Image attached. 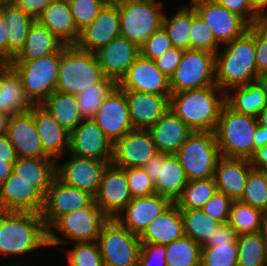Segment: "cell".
Returning <instances> with one entry per match:
<instances>
[{
  "mask_svg": "<svg viewBox=\"0 0 267 266\" xmlns=\"http://www.w3.org/2000/svg\"><path fill=\"white\" fill-rule=\"evenodd\" d=\"M172 202L158 194L133 198L114 219L132 234L140 236Z\"/></svg>",
  "mask_w": 267,
  "mask_h": 266,
  "instance_id": "603a6c76",
  "label": "cell"
},
{
  "mask_svg": "<svg viewBox=\"0 0 267 266\" xmlns=\"http://www.w3.org/2000/svg\"><path fill=\"white\" fill-rule=\"evenodd\" d=\"M252 168L250 160L220 156L214 173L217 191L232 200H239Z\"/></svg>",
  "mask_w": 267,
  "mask_h": 266,
  "instance_id": "83f0119b",
  "label": "cell"
},
{
  "mask_svg": "<svg viewBox=\"0 0 267 266\" xmlns=\"http://www.w3.org/2000/svg\"><path fill=\"white\" fill-rule=\"evenodd\" d=\"M242 203L267 211V170L252 168L249 172L242 197Z\"/></svg>",
  "mask_w": 267,
  "mask_h": 266,
  "instance_id": "f6af8a7d",
  "label": "cell"
},
{
  "mask_svg": "<svg viewBox=\"0 0 267 266\" xmlns=\"http://www.w3.org/2000/svg\"><path fill=\"white\" fill-rule=\"evenodd\" d=\"M3 19L7 32L8 61L22 48L30 27L36 21L11 1H3Z\"/></svg>",
  "mask_w": 267,
  "mask_h": 266,
  "instance_id": "e575fe53",
  "label": "cell"
},
{
  "mask_svg": "<svg viewBox=\"0 0 267 266\" xmlns=\"http://www.w3.org/2000/svg\"><path fill=\"white\" fill-rule=\"evenodd\" d=\"M267 145V127L258 125L254 138V153L257 148Z\"/></svg>",
  "mask_w": 267,
  "mask_h": 266,
  "instance_id": "e7e4bbea",
  "label": "cell"
},
{
  "mask_svg": "<svg viewBox=\"0 0 267 266\" xmlns=\"http://www.w3.org/2000/svg\"><path fill=\"white\" fill-rule=\"evenodd\" d=\"M165 245L141 243L138 266H167Z\"/></svg>",
  "mask_w": 267,
  "mask_h": 266,
  "instance_id": "11a10c76",
  "label": "cell"
},
{
  "mask_svg": "<svg viewBox=\"0 0 267 266\" xmlns=\"http://www.w3.org/2000/svg\"><path fill=\"white\" fill-rule=\"evenodd\" d=\"M216 191L214 177L191 180L175 204L179 209H201Z\"/></svg>",
  "mask_w": 267,
  "mask_h": 266,
  "instance_id": "ee69618b",
  "label": "cell"
},
{
  "mask_svg": "<svg viewBox=\"0 0 267 266\" xmlns=\"http://www.w3.org/2000/svg\"><path fill=\"white\" fill-rule=\"evenodd\" d=\"M18 156L7 135H0V160L14 164Z\"/></svg>",
  "mask_w": 267,
  "mask_h": 266,
  "instance_id": "94428289",
  "label": "cell"
},
{
  "mask_svg": "<svg viewBox=\"0 0 267 266\" xmlns=\"http://www.w3.org/2000/svg\"><path fill=\"white\" fill-rule=\"evenodd\" d=\"M0 111H2V98H1V91H0Z\"/></svg>",
  "mask_w": 267,
  "mask_h": 266,
  "instance_id": "2a66077c",
  "label": "cell"
},
{
  "mask_svg": "<svg viewBox=\"0 0 267 266\" xmlns=\"http://www.w3.org/2000/svg\"><path fill=\"white\" fill-rule=\"evenodd\" d=\"M126 178L132 198L155 194V184L143 167L126 168Z\"/></svg>",
  "mask_w": 267,
  "mask_h": 266,
  "instance_id": "f907efd6",
  "label": "cell"
},
{
  "mask_svg": "<svg viewBox=\"0 0 267 266\" xmlns=\"http://www.w3.org/2000/svg\"><path fill=\"white\" fill-rule=\"evenodd\" d=\"M224 105L225 92L217 85L180 91L169 97V110L192 131L214 132Z\"/></svg>",
  "mask_w": 267,
  "mask_h": 266,
  "instance_id": "3957f363",
  "label": "cell"
},
{
  "mask_svg": "<svg viewBox=\"0 0 267 266\" xmlns=\"http://www.w3.org/2000/svg\"><path fill=\"white\" fill-rule=\"evenodd\" d=\"M93 121L114 144L134 129L129 115L125 91L116 86L104 99Z\"/></svg>",
  "mask_w": 267,
  "mask_h": 266,
  "instance_id": "e0dca14e",
  "label": "cell"
},
{
  "mask_svg": "<svg viewBox=\"0 0 267 266\" xmlns=\"http://www.w3.org/2000/svg\"><path fill=\"white\" fill-rule=\"evenodd\" d=\"M43 206L44 197L14 172L0 185V211L41 215Z\"/></svg>",
  "mask_w": 267,
  "mask_h": 266,
  "instance_id": "7402d4cb",
  "label": "cell"
},
{
  "mask_svg": "<svg viewBox=\"0 0 267 266\" xmlns=\"http://www.w3.org/2000/svg\"><path fill=\"white\" fill-rule=\"evenodd\" d=\"M74 22L81 31L88 26L99 14L109 0H68Z\"/></svg>",
  "mask_w": 267,
  "mask_h": 266,
  "instance_id": "681fc988",
  "label": "cell"
},
{
  "mask_svg": "<svg viewBox=\"0 0 267 266\" xmlns=\"http://www.w3.org/2000/svg\"><path fill=\"white\" fill-rule=\"evenodd\" d=\"M238 266H267V239L262 232L237 237Z\"/></svg>",
  "mask_w": 267,
  "mask_h": 266,
  "instance_id": "f35d334b",
  "label": "cell"
},
{
  "mask_svg": "<svg viewBox=\"0 0 267 266\" xmlns=\"http://www.w3.org/2000/svg\"><path fill=\"white\" fill-rule=\"evenodd\" d=\"M105 77L116 83L140 55V48L125 37H117L95 52Z\"/></svg>",
  "mask_w": 267,
  "mask_h": 266,
  "instance_id": "cb8c5ba5",
  "label": "cell"
},
{
  "mask_svg": "<svg viewBox=\"0 0 267 266\" xmlns=\"http://www.w3.org/2000/svg\"><path fill=\"white\" fill-rule=\"evenodd\" d=\"M257 119L258 125L267 127V108L258 115Z\"/></svg>",
  "mask_w": 267,
  "mask_h": 266,
  "instance_id": "89a4df30",
  "label": "cell"
},
{
  "mask_svg": "<svg viewBox=\"0 0 267 266\" xmlns=\"http://www.w3.org/2000/svg\"><path fill=\"white\" fill-rule=\"evenodd\" d=\"M9 65L10 62L0 54V72H3Z\"/></svg>",
  "mask_w": 267,
  "mask_h": 266,
  "instance_id": "8c879c8a",
  "label": "cell"
},
{
  "mask_svg": "<svg viewBox=\"0 0 267 266\" xmlns=\"http://www.w3.org/2000/svg\"><path fill=\"white\" fill-rule=\"evenodd\" d=\"M156 153L150 131L133 129L113 144L111 163L124 169L143 167Z\"/></svg>",
  "mask_w": 267,
  "mask_h": 266,
  "instance_id": "d6986e66",
  "label": "cell"
},
{
  "mask_svg": "<svg viewBox=\"0 0 267 266\" xmlns=\"http://www.w3.org/2000/svg\"><path fill=\"white\" fill-rule=\"evenodd\" d=\"M13 172L29 182L43 197L56 177V160L51 157H18Z\"/></svg>",
  "mask_w": 267,
  "mask_h": 266,
  "instance_id": "d6a6232c",
  "label": "cell"
},
{
  "mask_svg": "<svg viewBox=\"0 0 267 266\" xmlns=\"http://www.w3.org/2000/svg\"><path fill=\"white\" fill-rule=\"evenodd\" d=\"M237 237L238 235L234 229L228 223H223L202 247H213V244L237 243Z\"/></svg>",
  "mask_w": 267,
  "mask_h": 266,
  "instance_id": "680465c9",
  "label": "cell"
},
{
  "mask_svg": "<svg viewBox=\"0 0 267 266\" xmlns=\"http://www.w3.org/2000/svg\"><path fill=\"white\" fill-rule=\"evenodd\" d=\"M124 168L109 163L103 172L95 204L112 219L117 216L132 200Z\"/></svg>",
  "mask_w": 267,
  "mask_h": 266,
  "instance_id": "2e32d148",
  "label": "cell"
},
{
  "mask_svg": "<svg viewBox=\"0 0 267 266\" xmlns=\"http://www.w3.org/2000/svg\"><path fill=\"white\" fill-rule=\"evenodd\" d=\"M182 55L183 50L172 47L161 56L156 58L154 62L157 68L170 79L180 64Z\"/></svg>",
  "mask_w": 267,
  "mask_h": 266,
  "instance_id": "6f0895ef",
  "label": "cell"
},
{
  "mask_svg": "<svg viewBox=\"0 0 267 266\" xmlns=\"http://www.w3.org/2000/svg\"><path fill=\"white\" fill-rule=\"evenodd\" d=\"M14 164L0 160V185L10 176L13 172Z\"/></svg>",
  "mask_w": 267,
  "mask_h": 266,
  "instance_id": "03108f58",
  "label": "cell"
},
{
  "mask_svg": "<svg viewBox=\"0 0 267 266\" xmlns=\"http://www.w3.org/2000/svg\"><path fill=\"white\" fill-rule=\"evenodd\" d=\"M184 233L195 243L203 246L216 229L222 224L208 215L202 209H180Z\"/></svg>",
  "mask_w": 267,
  "mask_h": 266,
  "instance_id": "ab89813d",
  "label": "cell"
},
{
  "mask_svg": "<svg viewBox=\"0 0 267 266\" xmlns=\"http://www.w3.org/2000/svg\"><path fill=\"white\" fill-rule=\"evenodd\" d=\"M120 36L118 4L114 0H109L100 10L98 16L80 31L75 46L80 50L95 53Z\"/></svg>",
  "mask_w": 267,
  "mask_h": 266,
  "instance_id": "9a60e30c",
  "label": "cell"
},
{
  "mask_svg": "<svg viewBox=\"0 0 267 266\" xmlns=\"http://www.w3.org/2000/svg\"><path fill=\"white\" fill-rule=\"evenodd\" d=\"M0 54L8 60V41L3 19V1H0Z\"/></svg>",
  "mask_w": 267,
  "mask_h": 266,
  "instance_id": "be15d7a7",
  "label": "cell"
},
{
  "mask_svg": "<svg viewBox=\"0 0 267 266\" xmlns=\"http://www.w3.org/2000/svg\"><path fill=\"white\" fill-rule=\"evenodd\" d=\"M56 160V177L65 184L95 196L102 175L111 161H102L66 154ZM67 158V159H64Z\"/></svg>",
  "mask_w": 267,
  "mask_h": 266,
  "instance_id": "7c38bea8",
  "label": "cell"
},
{
  "mask_svg": "<svg viewBox=\"0 0 267 266\" xmlns=\"http://www.w3.org/2000/svg\"><path fill=\"white\" fill-rule=\"evenodd\" d=\"M148 130L153 137L157 151L165 154H176L193 132L170 110Z\"/></svg>",
  "mask_w": 267,
  "mask_h": 266,
  "instance_id": "f546056e",
  "label": "cell"
},
{
  "mask_svg": "<svg viewBox=\"0 0 267 266\" xmlns=\"http://www.w3.org/2000/svg\"><path fill=\"white\" fill-rule=\"evenodd\" d=\"M173 47L167 31L162 26L156 30L140 47V54L149 60H155Z\"/></svg>",
  "mask_w": 267,
  "mask_h": 266,
  "instance_id": "816d5d0a",
  "label": "cell"
},
{
  "mask_svg": "<svg viewBox=\"0 0 267 266\" xmlns=\"http://www.w3.org/2000/svg\"><path fill=\"white\" fill-rule=\"evenodd\" d=\"M250 162L254 169L267 170V145L257 148Z\"/></svg>",
  "mask_w": 267,
  "mask_h": 266,
  "instance_id": "6125c7cd",
  "label": "cell"
},
{
  "mask_svg": "<svg viewBox=\"0 0 267 266\" xmlns=\"http://www.w3.org/2000/svg\"><path fill=\"white\" fill-rule=\"evenodd\" d=\"M254 25L222 45L215 54L216 85L224 92L260 80L256 66Z\"/></svg>",
  "mask_w": 267,
  "mask_h": 266,
  "instance_id": "7a4b0ae2",
  "label": "cell"
},
{
  "mask_svg": "<svg viewBox=\"0 0 267 266\" xmlns=\"http://www.w3.org/2000/svg\"><path fill=\"white\" fill-rule=\"evenodd\" d=\"M175 155L188 181L214 177L220 157L214 132L193 131Z\"/></svg>",
  "mask_w": 267,
  "mask_h": 266,
  "instance_id": "9c48e42d",
  "label": "cell"
},
{
  "mask_svg": "<svg viewBox=\"0 0 267 266\" xmlns=\"http://www.w3.org/2000/svg\"><path fill=\"white\" fill-rule=\"evenodd\" d=\"M191 49L217 53L221 45L216 41L212 30L204 20L196 13L191 5L190 27Z\"/></svg>",
  "mask_w": 267,
  "mask_h": 266,
  "instance_id": "bcb514c9",
  "label": "cell"
},
{
  "mask_svg": "<svg viewBox=\"0 0 267 266\" xmlns=\"http://www.w3.org/2000/svg\"><path fill=\"white\" fill-rule=\"evenodd\" d=\"M11 115L7 112L0 111V135H6L8 123Z\"/></svg>",
  "mask_w": 267,
  "mask_h": 266,
  "instance_id": "a7ac6f4b",
  "label": "cell"
},
{
  "mask_svg": "<svg viewBox=\"0 0 267 266\" xmlns=\"http://www.w3.org/2000/svg\"><path fill=\"white\" fill-rule=\"evenodd\" d=\"M261 232L265 236V238L267 239V211H265L263 213Z\"/></svg>",
  "mask_w": 267,
  "mask_h": 266,
  "instance_id": "2644e50d",
  "label": "cell"
},
{
  "mask_svg": "<svg viewBox=\"0 0 267 266\" xmlns=\"http://www.w3.org/2000/svg\"><path fill=\"white\" fill-rule=\"evenodd\" d=\"M155 184L156 194L175 203L188 183L184 168L175 154L158 152L143 166Z\"/></svg>",
  "mask_w": 267,
  "mask_h": 266,
  "instance_id": "4fadbf2b",
  "label": "cell"
},
{
  "mask_svg": "<svg viewBox=\"0 0 267 266\" xmlns=\"http://www.w3.org/2000/svg\"><path fill=\"white\" fill-rule=\"evenodd\" d=\"M260 81L265 85V88L267 89V71L260 76Z\"/></svg>",
  "mask_w": 267,
  "mask_h": 266,
  "instance_id": "11e5206c",
  "label": "cell"
},
{
  "mask_svg": "<svg viewBox=\"0 0 267 266\" xmlns=\"http://www.w3.org/2000/svg\"><path fill=\"white\" fill-rule=\"evenodd\" d=\"M190 4L212 30L216 41L221 46L242 36L250 27L242 17L220 4Z\"/></svg>",
  "mask_w": 267,
  "mask_h": 266,
  "instance_id": "44dd1931",
  "label": "cell"
},
{
  "mask_svg": "<svg viewBox=\"0 0 267 266\" xmlns=\"http://www.w3.org/2000/svg\"><path fill=\"white\" fill-rule=\"evenodd\" d=\"M189 3H207V4H220L221 0H186Z\"/></svg>",
  "mask_w": 267,
  "mask_h": 266,
  "instance_id": "753ad0ef",
  "label": "cell"
},
{
  "mask_svg": "<svg viewBox=\"0 0 267 266\" xmlns=\"http://www.w3.org/2000/svg\"><path fill=\"white\" fill-rule=\"evenodd\" d=\"M104 77L95 53L80 50L75 45L61 48L56 91L76 96Z\"/></svg>",
  "mask_w": 267,
  "mask_h": 266,
  "instance_id": "8992f818",
  "label": "cell"
},
{
  "mask_svg": "<svg viewBox=\"0 0 267 266\" xmlns=\"http://www.w3.org/2000/svg\"><path fill=\"white\" fill-rule=\"evenodd\" d=\"M7 263H9V264H6L5 263V265H3V266H28L23 260H22V262H12V261H8ZM25 264V265H24Z\"/></svg>",
  "mask_w": 267,
  "mask_h": 266,
  "instance_id": "34e18365",
  "label": "cell"
},
{
  "mask_svg": "<svg viewBox=\"0 0 267 266\" xmlns=\"http://www.w3.org/2000/svg\"><path fill=\"white\" fill-rule=\"evenodd\" d=\"M0 91L3 112L14 115L31 110L33 104L25 94L19 75L10 65L0 72Z\"/></svg>",
  "mask_w": 267,
  "mask_h": 266,
  "instance_id": "d590c367",
  "label": "cell"
},
{
  "mask_svg": "<svg viewBox=\"0 0 267 266\" xmlns=\"http://www.w3.org/2000/svg\"><path fill=\"white\" fill-rule=\"evenodd\" d=\"M41 106L68 132L73 131L82 121L76 96L54 91Z\"/></svg>",
  "mask_w": 267,
  "mask_h": 266,
  "instance_id": "8d00e7d4",
  "label": "cell"
},
{
  "mask_svg": "<svg viewBox=\"0 0 267 266\" xmlns=\"http://www.w3.org/2000/svg\"><path fill=\"white\" fill-rule=\"evenodd\" d=\"M167 266H201L202 246L190 237H183L165 245Z\"/></svg>",
  "mask_w": 267,
  "mask_h": 266,
  "instance_id": "7bdbcfd3",
  "label": "cell"
},
{
  "mask_svg": "<svg viewBox=\"0 0 267 266\" xmlns=\"http://www.w3.org/2000/svg\"><path fill=\"white\" fill-rule=\"evenodd\" d=\"M232 201L224 193L216 191L201 209L212 219L222 224L227 223Z\"/></svg>",
  "mask_w": 267,
  "mask_h": 266,
  "instance_id": "f5cc1de1",
  "label": "cell"
},
{
  "mask_svg": "<svg viewBox=\"0 0 267 266\" xmlns=\"http://www.w3.org/2000/svg\"><path fill=\"white\" fill-rule=\"evenodd\" d=\"M120 12L121 36L139 48L163 26L166 0H114Z\"/></svg>",
  "mask_w": 267,
  "mask_h": 266,
  "instance_id": "52a82bcc",
  "label": "cell"
},
{
  "mask_svg": "<svg viewBox=\"0 0 267 266\" xmlns=\"http://www.w3.org/2000/svg\"><path fill=\"white\" fill-rule=\"evenodd\" d=\"M134 129L148 130L169 110V97L138 91H125Z\"/></svg>",
  "mask_w": 267,
  "mask_h": 266,
  "instance_id": "484cf974",
  "label": "cell"
},
{
  "mask_svg": "<svg viewBox=\"0 0 267 266\" xmlns=\"http://www.w3.org/2000/svg\"><path fill=\"white\" fill-rule=\"evenodd\" d=\"M60 60L61 49L36 60L10 62L33 105H41L56 91Z\"/></svg>",
  "mask_w": 267,
  "mask_h": 266,
  "instance_id": "ba28073f",
  "label": "cell"
},
{
  "mask_svg": "<svg viewBox=\"0 0 267 266\" xmlns=\"http://www.w3.org/2000/svg\"><path fill=\"white\" fill-rule=\"evenodd\" d=\"M47 248L48 230L41 215L0 211V255L3 259L6 256L11 257L12 262H22V258L28 259L27 255L30 258L32 253Z\"/></svg>",
  "mask_w": 267,
  "mask_h": 266,
  "instance_id": "6da1fadb",
  "label": "cell"
},
{
  "mask_svg": "<svg viewBox=\"0 0 267 266\" xmlns=\"http://www.w3.org/2000/svg\"><path fill=\"white\" fill-rule=\"evenodd\" d=\"M17 7L37 19L43 10L55 0H10Z\"/></svg>",
  "mask_w": 267,
  "mask_h": 266,
  "instance_id": "91938a15",
  "label": "cell"
},
{
  "mask_svg": "<svg viewBox=\"0 0 267 266\" xmlns=\"http://www.w3.org/2000/svg\"><path fill=\"white\" fill-rule=\"evenodd\" d=\"M225 104L237 113L258 117L267 108V89L260 80L233 87L225 92Z\"/></svg>",
  "mask_w": 267,
  "mask_h": 266,
  "instance_id": "1f68e13d",
  "label": "cell"
},
{
  "mask_svg": "<svg viewBox=\"0 0 267 266\" xmlns=\"http://www.w3.org/2000/svg\"><path fill=\"white\" fill-rule=\"evenodd\" d=\"M165 11L163 27L167 31L173 47L183 51L191 49L190 27H191V4L187 2L178 8L173 14Z\"/></svg>",
  "mask_w": 267,
  "mask_h": 266,
  "instance_id": "74e56055",
  "label": "cell"
},
{
  "mask_svg": "<svg viewBox=\"0 0 267 266\" xmlns=\"http://www.w3.org/2000/svg\"><path fill=\"white\" fill-rule=\"evenodd\" d=\"M216 85L215 54L203 50L183 51L181 62L169 79L171 94Z\"/></svg>",
  "mask_w": 267,
  "mask_h": 266,
  "instance_id": "30bf717a",
  "label": "cell"
},
{
  "mask_svg": "<svg viewBox=\"0 0 267 266\" xmlns=\"http://www.w3.org/2000/svg\"><path fill=\"white\" fill-rule=\"evenodd\" d=\"M6 135L18 157H49L43 151L30 111L11 115Z\"/></svg>",
  "mask_w": 267,
  "mask_h": 266,
  "instance_id": "d4e9b609",
  "label": "cell"
},
{
  "mask_svg": "<svg viewBox=\"0 0 267 266\" xmlns=\"http://www.w3.org/2000/svg\"><path fill=\"white\" fill-rule=\"evenodd\" d=\"M117 86L124 91H138L160 96L171 95L169 78L157 68L154 60H149L141 54L128 68Z\"/></svg>",
  "mask_w": 267,
  "mask_h": 266,
  "instance_id": "ac0fdd59",
  "label": "cell"
},
{
  "mask_svg": "<svg viewBox=\"0 0 267 266\" xmlns=\"http://www.w3.org/2000/svg\"><path fill=\"white\" fill-rule=\"evenodd\" d=\"M117 86V83L109 78L104 77L100 82L93 85L82 93L76 95L78 107L83 120H93L102 105L104 99Z\"/></svg>",
  "mask_w": 267,
  "mask_h": 266,
  "instance_id": "b9f144b4",
  "label": "cell"
},
{
  "mask_svg": "<svg viewBox=\"0 0 267 266\" xmlns=\"http://www.w3.org/2000/svg\"><path fill=\"white\" fill-rule=\"evenodd\" d=\"M67 154L112 161L113 144L93 120H83L69 133Z\"/></svg>",
  "mask_w": 267,
  "mask_h": 266,
  "instance_id": "ffe728a7",
  "label": "cell"
},
{
  "mask_svg": "<svg viewBox=\"0 0 267 266\" xmlns=\"http://www.w3.org/2000/svg\"><path fill=\"white\" fill-rule=\"evenodd\" d=\"M220 5L242 17L250 26L264 21L248 0H221Z\"/></svg>",
  "mask_w": 267,
  "mask_h": 266,
  "instance_id": "9f6ffc18",
  "label": "cell"
},
{
  "mask_svg": "<svg viewBox=\"0 0 267 266\" xmlns=\"http://www.w3.org/2000/svg\"><path fill=\"white\" fill-rule=\"evenodd\" d=\"M93 201L94 196L89 192L69 186L55 177L44 197L41 218L48 229L62 215L88 207Z\"/></svg>",
  "mask_w": 267,
  "mask_h": 266,
  "instance_id": "5bb4252c",
  "label": "cell"
},
{
  "mask_svg": "<svg viewBox=\"0 0 267 266\" xmlns=\"http://www.w3.org/2000/svg\"><path fill=\"white\" fill-rule=\"evenodd\" d=\"M263 211L233 200L230 208L228 224L234 229L237 235L260 232L262 229Z\"/></svg>",
  "mask_w": 267,
  "mask_h": 266,
  "instance_id": "60d3db41",
  "label": "cell"
},
{
  "mask_svg": "<svg viewBox=\"0 0 267 266\" xmlns=\"http://www.w3.org/2000/svg\"><path fill=\"white\" fill-rule=\"evenodd\" d=\"M97 243L104 266H138L139 236L122 227L114 218L102 226Z\"/></svg>",
  "mask_w": 267,
  "mask_h": 266,
  "instance_id": "8fae6325",
  "label": "cell"
},
{
  "mask_svg": "<svg viewBox=\"0 0 267 266\" xmlns=\"http://www.w3.org/2000/svg\"><path fill=\"white\" fill-rule=\"evenodd\" d=\"M252 7L263 17H267V0H248Z\"/></svg>",
  "mask_w": 267,
  "mask_h": 266,
  "instance_id": "003e7915",
  "label": "cell"
},
{
  "mask_svg": "<svg viewBox=\"0 0 267 266\" xmlns=\"http://www.w3.org/2000/svg\"><path fill=\"white\" fill-rule=\"evenodd\" d=\"M65 44L37 20L30 27L26 41L11 62H25L58 52Z\"/></svg>",
  "mask_w": 267,
  "mask_h": 266,
  "instance_id": "836d02e7",
  "label": "cell"
},
{
  "mask_svg": "<svg viewBox=\"0 0 267 266\" xmlns=\"http://www.w3.org/2000/svg\"><path fill=\"white\" fill-rule=\"evenodd\" d=\"M185 235L180 209L172 203L139 236L141 243L167 245Z\"/></svg>",
  "mask_w": 267,
  "mask_h": 266,
  "instance_id": "4dcf8cb0",
  "label": "cell"
},
{
  "mask_svg": "<svg viewBox=\"0 0 267 266\" xmlns=\"http://www.w3.org/2000/svg\"><path fill=\"white\" fill-rule=\"evenodd\" d=\"M201 266H238L237 243L213 244V247H202Z\"/></svg>",
  "mask_w": 267,
  "mask_h": 266,
  "instance_id": "c3c4849f",
  "label": "cell"
},
{
  "mask_svg": "<svg viewBox=\"0 0 267 266\" xmlns=\"http://www.w3.org/2000/svg\"><path fill=\"white\" fill-rule=\"evenodd\" d=\"M66 251L67 266H104L97 241L74 242Z\"/></svg>",
  "mask_w": 267,
  "mask_h": 266,
  "instance_id": "7dc6e473",
  "label": "cell"
},
{
  "mask_svg": "<svg viewBox=\"0 0 267 266\" xmlns=\"http://www.w3.org/2000/svg\"><path fill=\"white\" fill-rule=\"evenodd\" d=\"M257 127V117L237 113L225 104L214 130L220 156L250 160Z\"/></svg>",
  "mask_w": 267,
  "mask_h": 266,
  "instance_id": "277c9868",
  "label": "cell"
},
{
  "mask_svg": "<svg viewBox=\"0 0 267 266\" xmlns=\"http://www.w3.org/2000/svg\"><path fill=\"white\" fill-rule=\"evenodd\" d=\"M30 112L43 151L55 160L65 156L69 150V133L41 105H33Z\"/></svg>",
  "mask_w": 267,
  "mask_h": 266,
  "instance_id": "4316f807",
  "label": "cell"
},
{
  "mask_svg": "<svg viewBox=\"0 0 267 266\" xmlns=\"http://www.w3.org/2000/svg\"><path fill=\"white\" fill-rule=\"evenodd\" d=\"M108 220L94 201L88 207L68 212L47 229L48 247L59 249L64 244L97 241L102 226Z\"/></svg>",
  "mask_w": 267,
  "mask_h": 266,
  "instance_id": "5b68a950",
  "label": "cell"
},
{
  "mask_svg": "<svg viewBox=\"0 0 267 266\" xmlns=\"http://www.w3.org/2000/svg\"><path fill=\"white\" fill-rule=\"evenodd\" d=\"M48 28L65 45H75L80 31L74 22L68 0H55L50 3L36 19Z\"/></svg>",
  "mask_w": 267,
  "mask_h": 266,
  "instance_id": "f1b7e54d",
  "label": "cell"
},
{
  "mask_svg": "<svg viewBox=\"0 0 267 266\" xmlns=\"http://www.w3.org/2000/svg\"><path fill=\"white\" fill-rule=\"evenodd\" d=\"M254 38L257 72L261 76L267 71V23L265 21L254 24Z\"/></svg>",
  "mask_w": 267,
  "mask_h": 266,
  "instance_id": "db71d44e",
  "label": "cell"
}]
</instances>
